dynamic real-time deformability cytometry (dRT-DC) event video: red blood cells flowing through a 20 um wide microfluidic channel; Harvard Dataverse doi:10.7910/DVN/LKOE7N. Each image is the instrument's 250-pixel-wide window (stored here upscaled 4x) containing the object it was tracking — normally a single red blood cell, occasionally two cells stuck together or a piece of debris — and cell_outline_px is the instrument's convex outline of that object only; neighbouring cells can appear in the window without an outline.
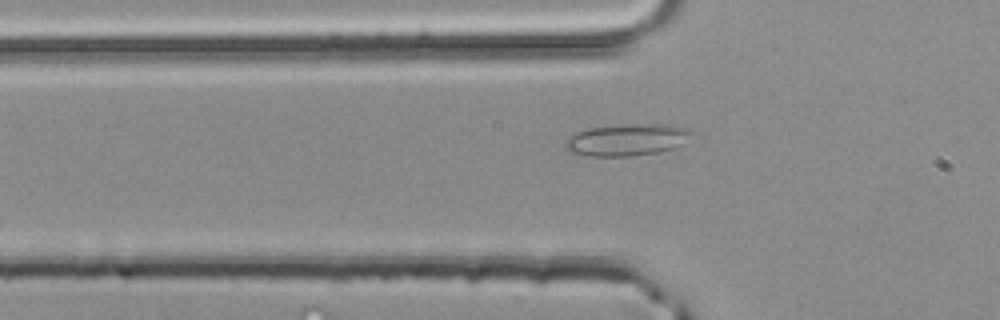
{"species": "common noctule bat (a hibernating species)", "species_latin": "Nyctalus noctula", "temperature_condition": "room temperature", "stored_images_in_passage": 3, "camera_frame_rate_fps": 3000, "um_per_image_px": 0.085, "animal": {"sex": "male", "body_mass_g": 20.4}, "frame": {"image": 1, "passage_image": 3, "time_ms": 0.667, "image_size_px": [1000, 320], "cell_outline_px": [[696, 132], [680, 144], [672, 148], [656, 152], [632, 156], [588, 156], [568, 152], [564, 148], [564, 144], [572, 136], [588, 128], [636, 124], [664, 124], [692, 128]], "centroid_in_image_um": [53.32, 11.88], "position_along_channel_um": 72.5, "area_um2": 23.24}}